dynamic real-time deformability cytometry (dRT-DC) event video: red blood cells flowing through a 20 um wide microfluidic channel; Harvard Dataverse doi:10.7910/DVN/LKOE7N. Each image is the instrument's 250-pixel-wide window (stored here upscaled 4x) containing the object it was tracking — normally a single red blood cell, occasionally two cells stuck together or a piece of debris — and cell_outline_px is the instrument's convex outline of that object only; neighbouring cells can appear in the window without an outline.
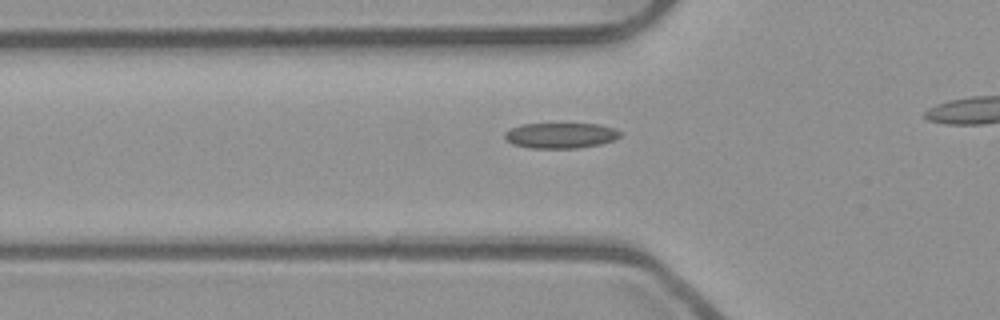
{"species": "common noctule bat (a hibernating species)", "species_latin": "Nyctalus noctula", "temperature_condition": "room temperature", "stored_images_in_passage": 20, "camera_frame_rate_fps": 3000, "um_per_image_px": 0.085, "animal": {"sex": "male", "body_mass_g": 23.1, "forearm_length_mm": 52.7}, "frame": {"image": 1, "passage_image": 2, "time_ms": 0.333, "image_size_px": [1000, 320], "cell_outline_px": [[620, 136], [612, 140], [600, 144], [576, 148], [532, 148], [512, 144], [504, 136], [504, 132], [520, 124], [600, 124], [612, 128], [620, 132]], "centroid_in_image_um": [47.62, 11.51], "position_along_channel_um": 78.2, "area_um2": 16.94}}
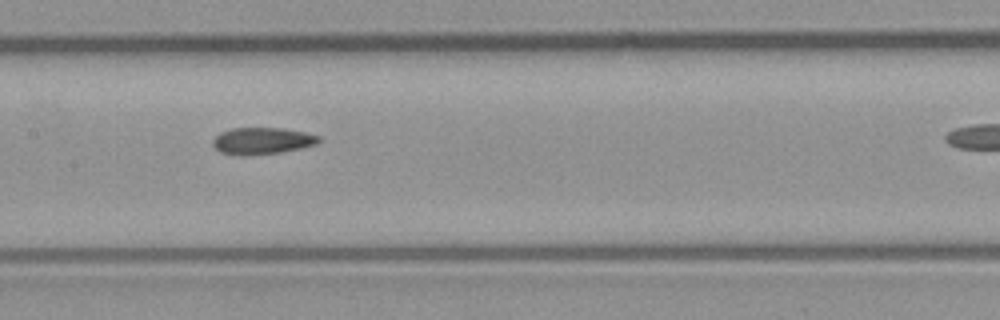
{"frame": {"image": 2, "passage_image": 10, "time_ms": 3.0, "image_size_px": [1000, 320], "cell_outline_px": [[320, 140], [316, 144], [300, 148], [280, 152], [244, 156], [220, 152], [212, 144], [212, 140], [220, 132], [232, 128], [284, 128], [304, 132], [320, 136]], "centroid_in_image_um": [22.26, 11.97], "position_along_channel_um": 185.1, "area_um2": 16.47}}
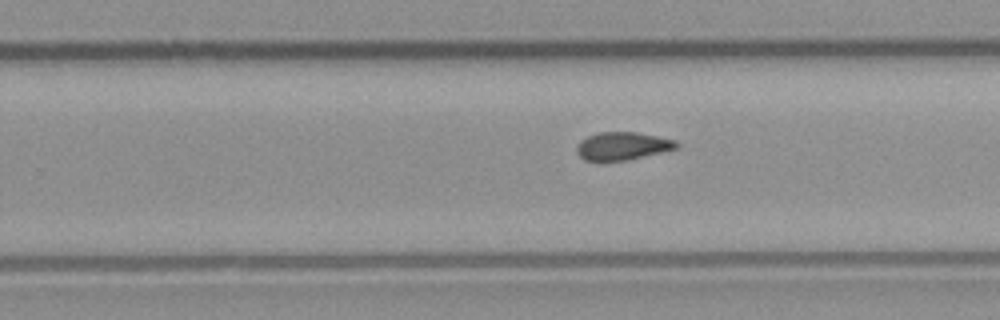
{"frame": {"image": 3, "passage_image": 17, "time_ms": 5.333, "image_size_px": [1000, 320], "cell_outline_px": [[680, 148], [628, 160], [584, 160], [576, 152], [576, 148], [580, 140], [588, 136], [600, 132], [636, 132], [676, 140], [680, 144]], "centroid_in_image_um": [52.95, 12.41], "position_along_channel_um": 276.9, "area_um2": 16.24}}